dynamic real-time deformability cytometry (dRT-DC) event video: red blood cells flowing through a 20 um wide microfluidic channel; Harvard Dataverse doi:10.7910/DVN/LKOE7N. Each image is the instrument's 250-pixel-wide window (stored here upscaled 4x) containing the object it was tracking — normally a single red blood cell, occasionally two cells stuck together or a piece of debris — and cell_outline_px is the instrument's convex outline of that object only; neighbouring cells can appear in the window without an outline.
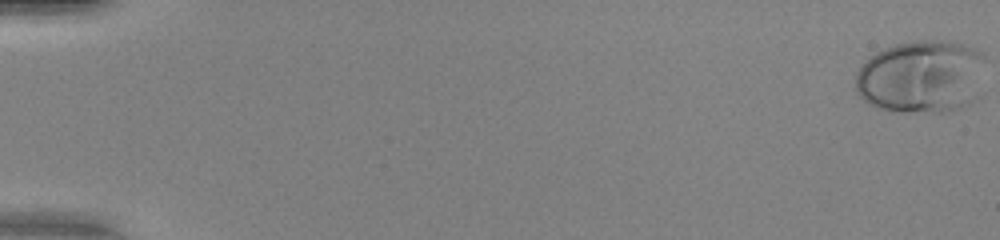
{"species": "human", "species_latin": "Homo sapiens", "temperature_condition": "warm", "stored_images_in_passage": 14, "camera_frame_rate_fps": 3000, "um_per_image_px": 0.085, "donor": {"sex": "female"}, "frame": {"image": 1, "passage_image": 1, "time_ms": 0.0, "image_size_px": [1000, 240], "cell_outline_px": [[984, 56], [972, 100], [968, 104], [960, 108], [948, 112], [900, 112], [880, 108], [868, 104], [860, 96], [856, 88], [856, 72], [876, 52], [884, 48], [896, 44], [916, 40], [948, 40], [964, 44], [976, 48]], "centroid_in_image_um": [78.26, 6.51], "position_along_channel_um": 6.7, "area_um2": 54.74}}